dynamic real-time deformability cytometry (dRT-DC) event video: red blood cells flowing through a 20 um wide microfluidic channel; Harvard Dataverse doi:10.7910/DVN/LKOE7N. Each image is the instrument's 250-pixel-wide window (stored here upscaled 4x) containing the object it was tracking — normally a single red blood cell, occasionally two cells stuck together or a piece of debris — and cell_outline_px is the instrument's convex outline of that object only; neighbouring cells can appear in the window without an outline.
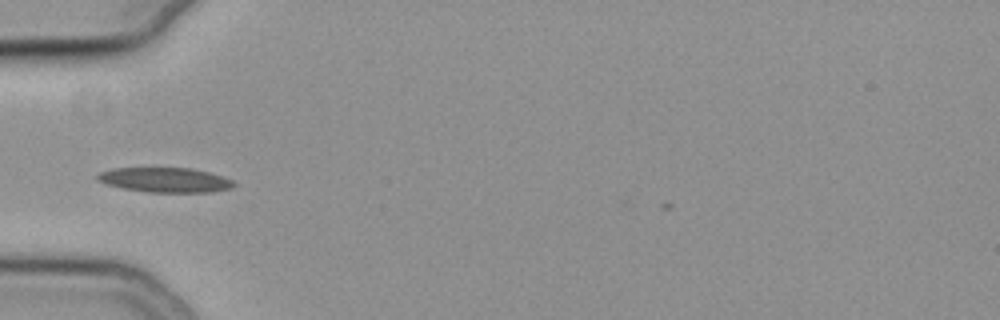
{"species": "common noctule bat (a hibernating species)", "species_latin": "Nyctalus noctula", "temperature_condition": "cold", "stored_images_in_passage": 35, "camera_frame_rate_fps": 3000, "um_per_image_px": 0.085, "animal": {"sex": "female", "body_mass_g": 19.3, "forearm_length_mm": 54.1}, "frame": {"image": 1, "passage_image": 1, "time_ms": 0.0, "image_size_px": [1000, 320], "cell_outline_px": [[236, 184], [232, 188], [212, 192], [148, 192], [124, 188], [104, 184], [96, 180], [96, 176], [100, 172], [112, 168], [192, 168], [224, 176], [232, 180]], "centroid_in_image_um": [14.03, 15.29], "position_along_channel_um": 71.0, "area_um2": 19.77}}
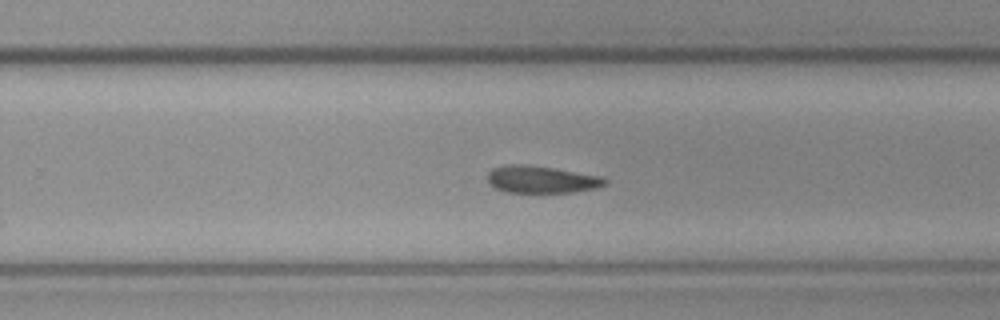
{"frame": {"image": 2, "passage_image": 18, "time_ms": 5.667, "image_size_px": [1000, 320], "cell_outline_px": [[608, 184], [596, 188], [572, 192], [504, 192], [488, 184], [488, 172], [492, 168], [508, 164], [528, 164], [604, 176], [608, 180]], "centroid_in_image_um": [46.04, 15.24], "position_along_channel_um": 283.8, "area_um2": 18.84}}
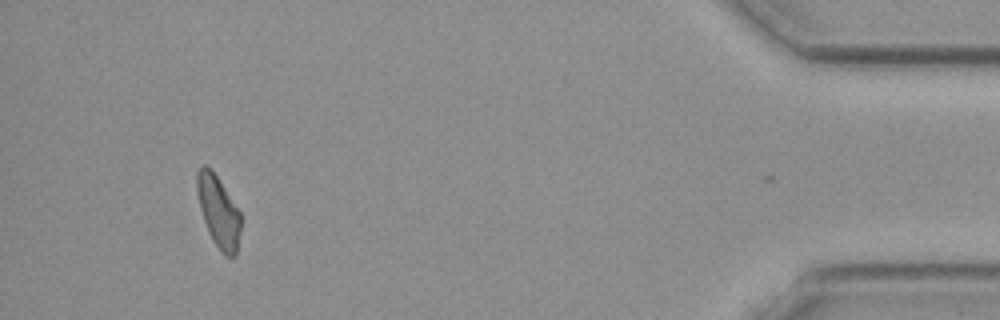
{"frame": {"image": 3, "passage_image": 34, "time_ms": 11.0, "image_size_px": [1000, 320], "cell_outline_px": [[240, 232], [236, 256], [232, 260], [224, 256], [220, 252], [212, 240], [204, 220], [200, 208], [196, 188], [196, 172], [200, 164], [204, 164], [216, 176], [240, 212]], "centroid_in_image_um": [18.56, 18.04], "position_along_channel_um": 416.6, "area_um2": 18.21}, "authors_computed_cell_mechanics": {"area_um2": 18.9006, "velocity_mm_per_s": 3.7729, "shape_relaxation_time_tau1_ms": 5.4303, "shape_relaxation_time_tau2_ms": null, "deformation_change_tau1": 0.1072, "deformation_change_tau2": null}}